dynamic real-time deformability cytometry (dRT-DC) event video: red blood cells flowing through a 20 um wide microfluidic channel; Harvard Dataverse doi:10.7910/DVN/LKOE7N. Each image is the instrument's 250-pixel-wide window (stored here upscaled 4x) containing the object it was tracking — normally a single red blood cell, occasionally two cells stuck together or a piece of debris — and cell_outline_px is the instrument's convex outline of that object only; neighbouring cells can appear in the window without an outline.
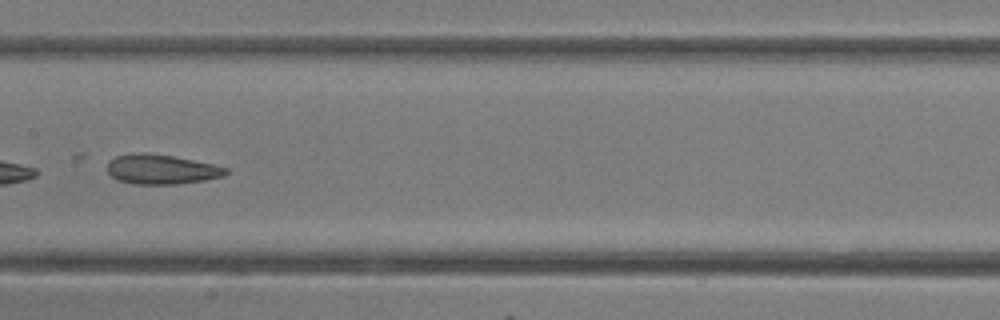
{"species": "common noctule bat (a hibernating species)", "species_latin": "Nyctalus noctula", "temperature_condition": "room temperature", "stored_images_in_passage": 28, "camera_frame_rate_fps": 3000, "um_per_image_px": 0.085, "animal": {"sex": "female"}, "frame": {"image": 1, "passage_image": 13, "time_ms": 4.0, "image_size_px": [1000, 320], "cell_outline_px": [[228, 172], [224, 176], [204, 180], [176, 184], [132, 184], [116, 180], [108, 172], [108, 160], [116, 156], [144, 152], [172, 156], [216, 164], [228, 168]], "centroid_in_image_um": [13.73, 14.39], "position_along_channel_um": 193.7, "area_um2": 20.58}}